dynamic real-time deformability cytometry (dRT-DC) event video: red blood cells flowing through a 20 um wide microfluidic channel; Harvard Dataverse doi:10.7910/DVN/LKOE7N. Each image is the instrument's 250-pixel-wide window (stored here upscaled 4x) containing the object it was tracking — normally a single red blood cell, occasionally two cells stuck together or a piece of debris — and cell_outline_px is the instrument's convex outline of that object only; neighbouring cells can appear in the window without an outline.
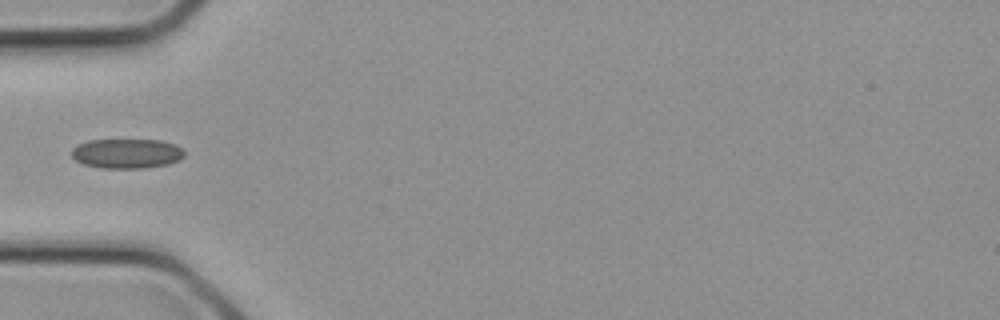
{"species": "common noctule bat (a hibernating species)", "species_latin": "Nyctalus noctula", "temperature_condition": "cold", "stored_images_in_passage": 8, "camera_frame_rate_fps": 3000, "um_per_image_px": 0.085, "animal": {"sex": "female", "body_mass_g": 21.9}, "frame": {"image": 1, "passage_image": 7, "time_ms": 2.0, "image_size_px": [1000, 320], "cell_outline_px": [[184, 156], [180, 160], [168, 164], [144, 168], [100, 168], [84, 164], [76, 160], [72, 156], [72, 148], [76, 144], [88, 140], [160, 140], [176, 144], [184, 152]], "centroid_in_image_um": [10.77, 13.04], "position_along_channel_um": 74.2, "area_um2": 19.59}}